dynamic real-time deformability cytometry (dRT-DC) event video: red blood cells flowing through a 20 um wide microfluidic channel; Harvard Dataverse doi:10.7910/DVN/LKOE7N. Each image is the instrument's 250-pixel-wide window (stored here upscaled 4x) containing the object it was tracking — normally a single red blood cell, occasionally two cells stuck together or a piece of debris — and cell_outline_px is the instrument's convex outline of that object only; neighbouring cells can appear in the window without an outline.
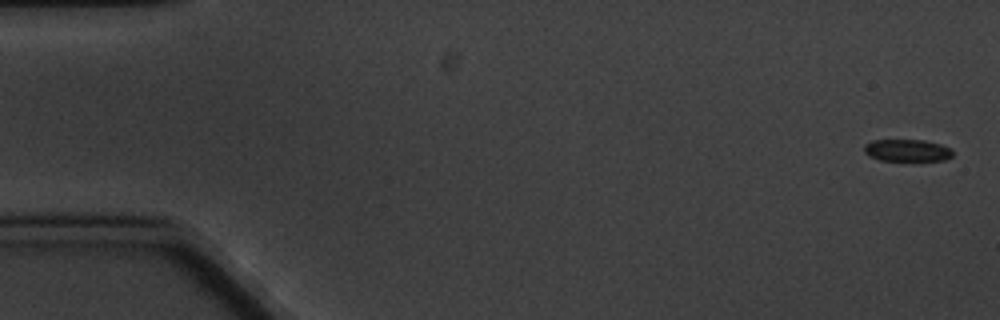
{"species": "common noctule bat (a hibernating species)", "species_latin": "Nyctalus noctula", "temperature_condition": "cold", "stored_images_in_passage": 7, "camera_frame_rate_fps": 3000, "um_per_image_px": 0.085, "animal": {"sex": "male", "body_mass_g": 20.1, "forearm_length_mm": 53.5}, "frame": {"image": 1, "passage_image": 1, "time_ms": 0.0, "image_size_px": [1000, 320], "cell_outline_px": [[952, 156], [944, 160], [880, 160], [864, 152], [864, 144], [872, 140], [924, 140], [940, 144], [948, 148], [952, 152]], "centroid_in_image_um": [77.08, 12.77], "position_along_channel_um": 7.9, "area_um2": 11.16}}
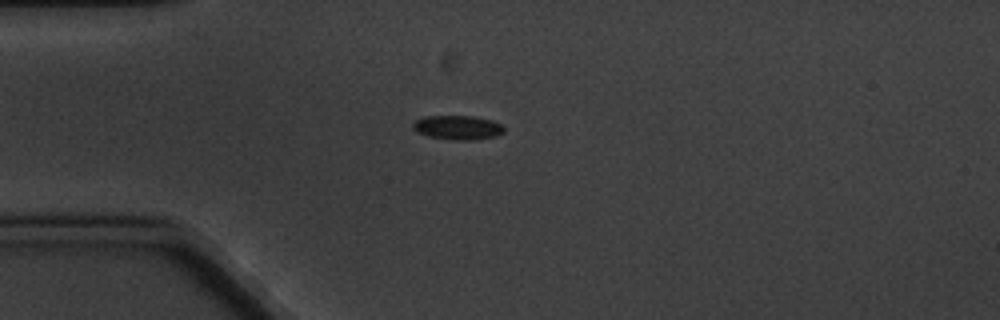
{"frame": {"image": 2, "passage_image": 5, "time_ms": 4.667, "image_size_px": [1000, 320], "cell_outline_px": [[504, 132], [496, 136], [476, 140], [452, 140], [428, 136], [416, 132], [412, 128], [412, 124], [416, 120], [424, 116], [472, 116], [492, 120], [500, 124], [504, 128]], "centroid_in_image_um": [38.89, 10.84], "position_along_channel_um": 46.1, "area_um2": 12.95}}